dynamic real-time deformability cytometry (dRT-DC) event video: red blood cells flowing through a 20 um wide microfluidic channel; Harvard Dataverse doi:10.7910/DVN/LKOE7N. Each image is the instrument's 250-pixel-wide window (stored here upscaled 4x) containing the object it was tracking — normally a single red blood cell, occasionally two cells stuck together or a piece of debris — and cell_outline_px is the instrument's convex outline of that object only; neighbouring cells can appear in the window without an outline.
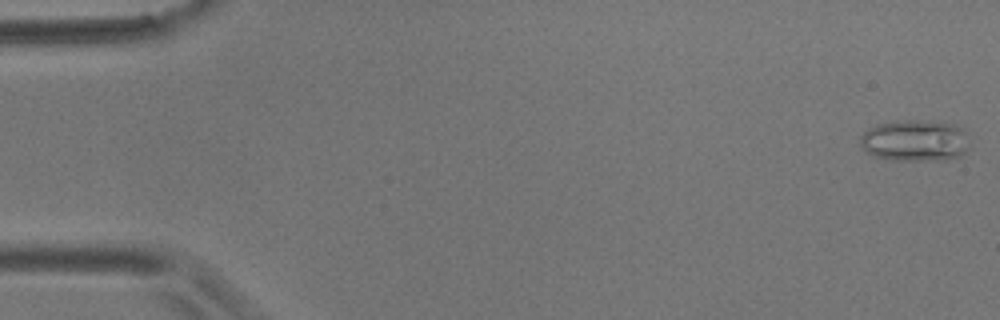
{"species": "common noctule bat (a hibernating species)", "species_latin": "Nyctalus noctula", "temperature_condition": "room temperature", "stored_images_in_passage": 6, "camera_frame_rate_fps": 3000, "um_per_image_px": 0.085, "animal": {"sex": "male", "body_mass_g": 17.9}, "frame": {"image": 1, "passage_image": 1, "time_ms": 0.0, "image_size_px": [1000, 320], "cell_outline_px": [[964, 152], [960, 156], [948, 160], [896, 160], [876, 156], [868, 152], [860, 144], [860, 136], [868, 128], [876, 124], [896, 120], [916, 120], [952, 124], [964, 128]], "centroid_in_image_um": [77.71, 11.94], "position_along_channel_um": 7.3, "area_um2": 26.01}}